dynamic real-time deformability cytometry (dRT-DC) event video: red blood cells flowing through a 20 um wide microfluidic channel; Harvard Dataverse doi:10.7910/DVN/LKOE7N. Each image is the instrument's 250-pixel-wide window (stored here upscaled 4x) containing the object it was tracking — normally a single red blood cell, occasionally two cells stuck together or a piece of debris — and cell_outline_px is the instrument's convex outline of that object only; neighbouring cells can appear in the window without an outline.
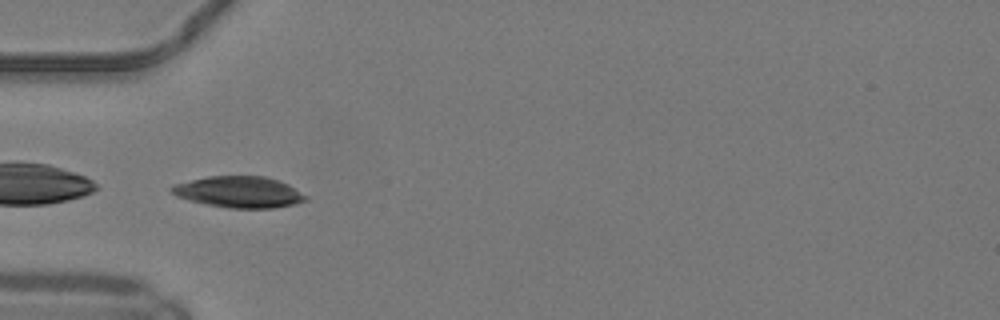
{"species": "common noctule bat (a hibernating species)", "species_latin": "Nyctalus noctula", "temperature_condition": "warm", "stored_images_in_passage": 33, "camera_frame_rate_fps": 3000, "um_per_image_px": 0.085, "animal": {"sex": "male", "body_mass_g": 19.2, "forearm_length_mm": 51.8}, "frame": {"image": 1, "passage_image": 1, "time_ms": 0.0, "image_size_px": [1000, 320], "cell_outline_px": [[308, 200], [296, 204], [272, 208], [228, 208], [204, 204], [188, 200], [176, 196], [168, 188], [172, 184], [208, 176], [264, 176], [280, 180], [288, 184], [308, 196]], "centroid_in_image_um": [20.32, 16.32], "position_along_channel_um": 64.7, "area_um2": 24.74}}
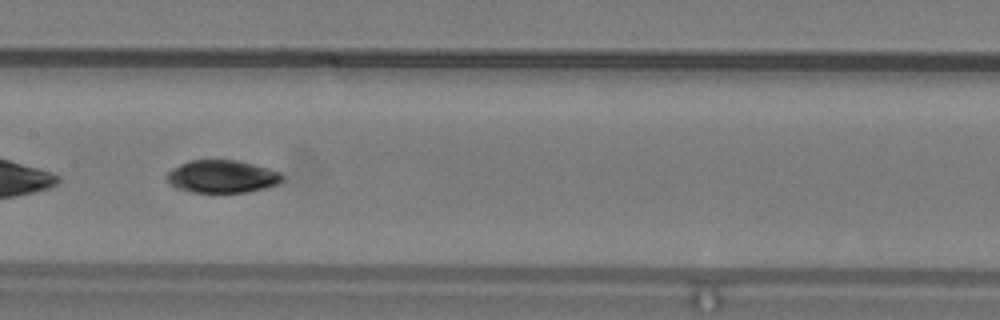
{"frame": {"image": 2, "passage_image": 10, "time_ms": 3.0, "image_size_px": [1000, 320], "cell_outline_px": [[284, 180], [276, 184], [264, 188], [248, 192], [192, 192], [176, 188], [168, 180], [168, 172], [172, 168], [188, 160], [236, 160], [268, 168], [280, 172], [284, 176]], "centroid_in_image_um": [18.89, 15.0], "position_along_channel_um": 188.5, "area_um2": 21.85}}
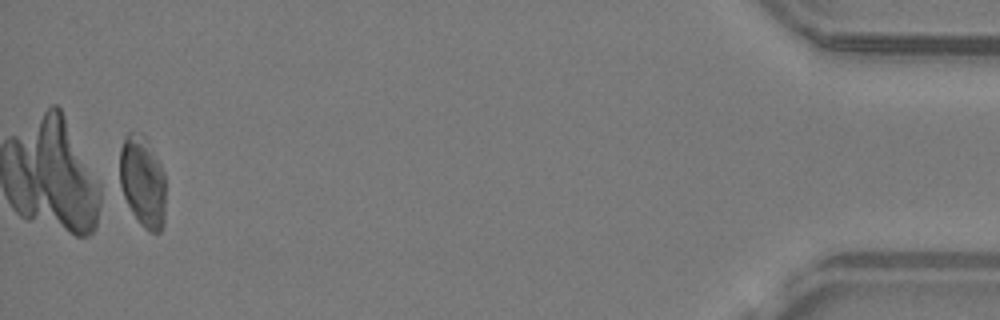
{"frame": {"image": 3, "passage_image": 33, "time_ms": 10.667, "image_size_px": [1000, 320], "cell_outline_px": [[164, 224], [160, 232], [148, 232], [140, 224], [132, 212], [116, 184], [120, 148], [124, 136], [128, 132], [140, 132], [148, 140], [164, 172]], "centroid_in_image_um": [12.05, 15.41], "position_along_channel_um": 423.1, "area_um2": 25.26}, "authors_computed_cell_mechanics": {"area_um2": 23.2356, "velocity_mm_per_s": 4.1413, "shape_relaxation_time_tau1_ms": 7.9997, "shape_relaxation_time_tau2_ms": null, "deformation_change_tau1": 0.1854, "deformation_change_tau2": null}}